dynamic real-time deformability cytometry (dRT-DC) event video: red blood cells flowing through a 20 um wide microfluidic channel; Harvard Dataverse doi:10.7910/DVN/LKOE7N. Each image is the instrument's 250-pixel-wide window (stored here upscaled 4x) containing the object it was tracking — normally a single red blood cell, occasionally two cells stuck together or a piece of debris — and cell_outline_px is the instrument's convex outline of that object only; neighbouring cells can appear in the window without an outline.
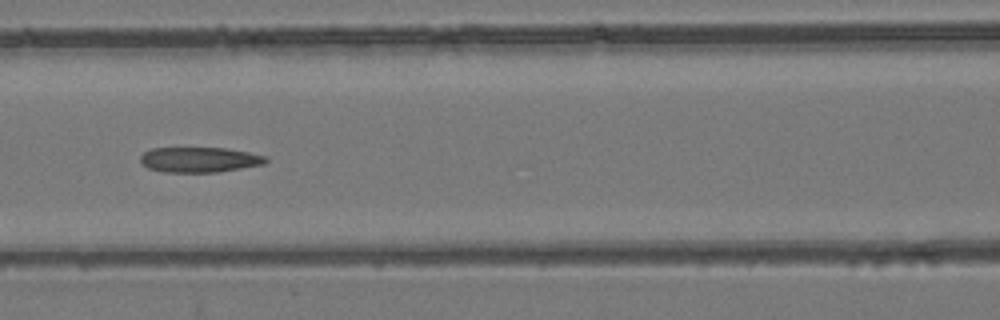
{"species": "common noctule bat (a hibernating species)", "species_latin": "Nyctalus noctula", "temperature_condition": "room temperature", "stored_images_in_passage": 8, "camera_frame_rate_fps": 3000, "um_per_image_px": 0.085, "animal": {"sex": "female", "body_mass_g": 24.6, "forearm_length_mm": 56.2}, "frame": {"image": 1, "passage_image": 7, "time_ms": 6.667, "image_size_px": [1000, 320], "cell_outline_px": [[268, 160], [264, 164], [216, 172], [164, 172], [148, 168], [140, 160], [140, 156], [144, 152], [152, 148], [224, 148], [248, 152], [264, 156]], "centroid_in_image_um": [16.92, 13.57], "position_along_channel_um": 149.7, "area_um2": 18.21}}
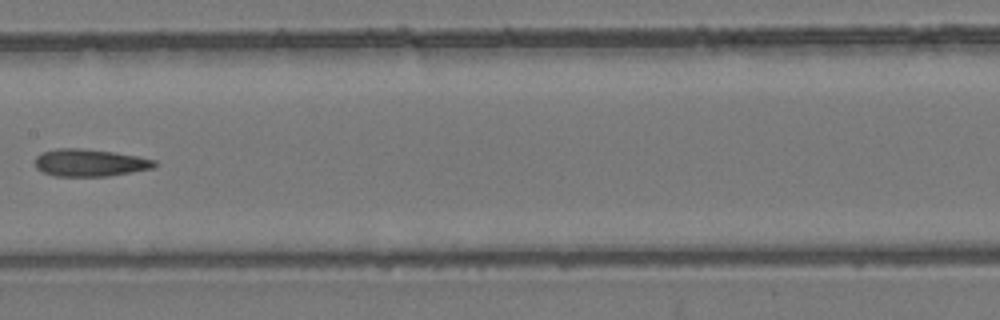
{"frame": {"image": 2, "passage_image": 8, "time_ms": 8.0, "image_size_px": [1000, 320], "cell_outline_px": [[156, 164], [152, 168], [108, 176], [56, 176], [44, 172], [36, 168], [36, 156], [44, 152], [60, 148], [80, 148], [112, 152], [136, 156], [156, 160]], "centroid_in_image_um": [7.63, 13.83], "position_along_channel_um": 199.8, "area_um2": 18.67}}